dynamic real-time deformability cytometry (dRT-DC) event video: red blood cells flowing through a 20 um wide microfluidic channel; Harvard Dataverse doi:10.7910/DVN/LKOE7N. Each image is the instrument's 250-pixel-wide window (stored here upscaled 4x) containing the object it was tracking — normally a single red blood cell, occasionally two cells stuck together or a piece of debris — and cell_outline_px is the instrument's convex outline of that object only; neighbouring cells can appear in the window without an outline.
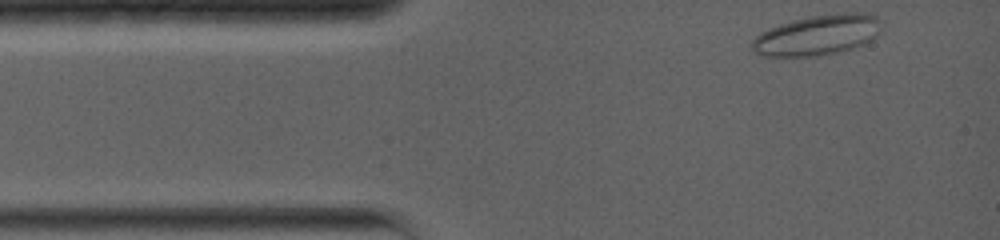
{"species": "common noctule bat (a hibernating species)", "species_latin": "Nyctalus noctula", "temperature_condition": "warm", "stored_images_in_passage": 30, "camera_frame_rate_fps": 5000, "um_per_image_px": 0.085, "animal": {"sex": "female", "body_mass_g": 19.0, "forearm_length_mm": 56.7}, "frame": {"image": 1, "passage_image": 1, "time_ms": 0.0, "image_size_px": [1000, 240], "cell_outline_px": [[880, 20], [876, 36], [872, 40], [864, 44], [840, 52], [816, 56], [760, 56], [752, 48], [752, 40], [760, 32], [768, 28], [792, 20], [812, 16], [852, 12], [864, 12], [876, 16]], "centroid_in_image_um": [69.46, 2.99], "position_along_channel_um": 15.5, "area_um2": 30.29}}
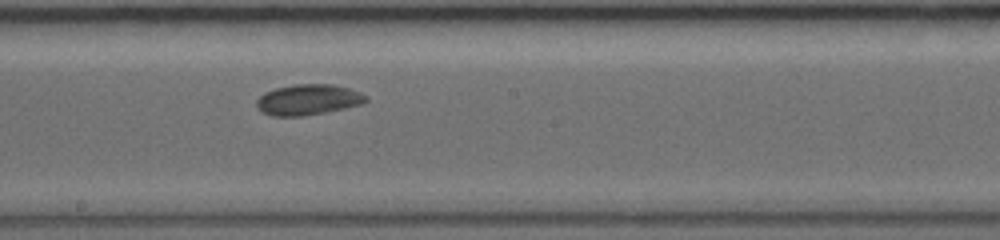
{"frame": {"image": 2, "passage_image": 18, "time_ms": 6.6, "image_size_px": [1000, 240], "cell_outline_px": [[368, 100], [364, 104], [304, 116], [272, 116], [260, 112], [256, 108], [256, 100], [264, 92], [276, 88], [296, 84], [332, 84], [348, 88], [360, 92], [368, 96]], "centroid_in_image_um": [26.18, 8.48], "position_along_channel_um": 222.0, "area_um2": 19.71}}
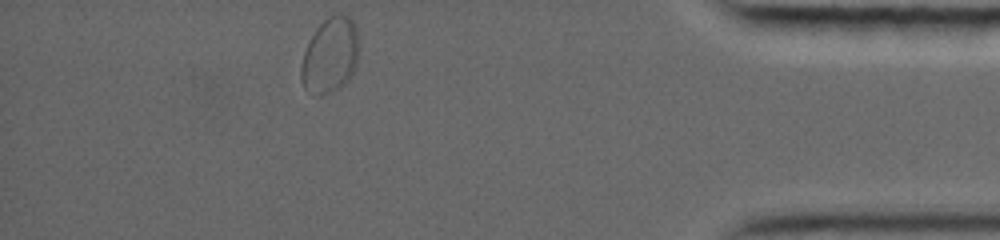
{"frame": {"image": 3, "passage_image": 30, "time_ms": 12.6, "image_size_px": [1000, 240], "cell_outline_px": [[356, 68], [348, 80], [340, 88], [320, 96], [312, 96], [304, 88], [300, 80], [300, 64], [304, 52], [316, 28], [332, 12], [340, 12], [348, 16], [352, 20], [356, 28]], "centroid_in_image_um": [28.01, 4.73], "position_along_channel_um": 407.2, "area_um2": 25.55}, "authors_computed_cell_mechanics": {"area_um2": 20.4323, "velocity_mm_per_s": 3.8465, "shape_relaxation_time_tau1_ms": 8.886, "shape_relaxation_time_tau2_ms": 1.8696, "deformation_change_tau1": 0.12, "deformation_change_tau2": 0.0349}}